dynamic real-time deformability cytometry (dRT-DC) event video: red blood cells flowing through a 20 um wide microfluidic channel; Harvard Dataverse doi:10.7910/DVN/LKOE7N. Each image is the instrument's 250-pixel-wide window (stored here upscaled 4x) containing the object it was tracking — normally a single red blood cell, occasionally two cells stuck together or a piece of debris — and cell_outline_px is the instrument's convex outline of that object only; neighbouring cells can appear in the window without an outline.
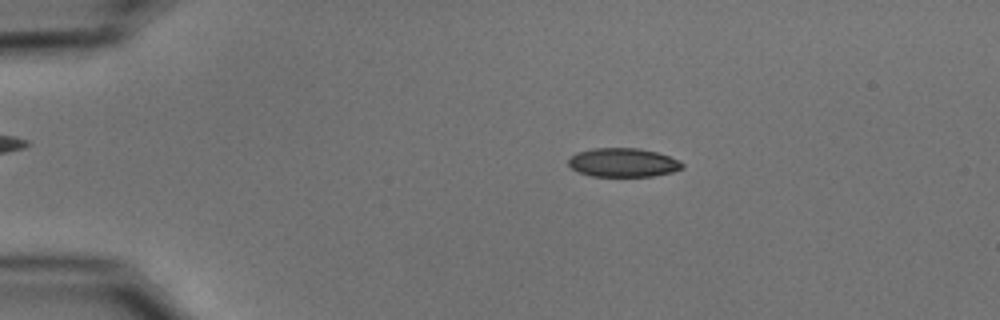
{"species": "common noctule bat (a hibernating species)", "species_latin": "Nyctalus noctula", "temperature_condition": "cold", "stored_images_in_passage": 11, "camera_frame_rate_fps": 3000, "um_per_image_px": 0.085, "animal": {"sex": "male", "body_mass_g": 15.6}, "frame": {"image": 1, "passage_image": 9, "time_ms": 2.667, "image_size_px": [1000, 320], "cell_outline_px": [[684, 168], [672, 172], [652, 176], [592, 176], [580, 172], [572, 168], [568, 164], [568, 160], [576, 152], [592, 148], [640, 148], [656, 152], [680, 160], [684, 164]], "centroid_in_image_um": [52.98, 13.81], "position_along_channel_um": 32.0, "area_um2": 19.13}}